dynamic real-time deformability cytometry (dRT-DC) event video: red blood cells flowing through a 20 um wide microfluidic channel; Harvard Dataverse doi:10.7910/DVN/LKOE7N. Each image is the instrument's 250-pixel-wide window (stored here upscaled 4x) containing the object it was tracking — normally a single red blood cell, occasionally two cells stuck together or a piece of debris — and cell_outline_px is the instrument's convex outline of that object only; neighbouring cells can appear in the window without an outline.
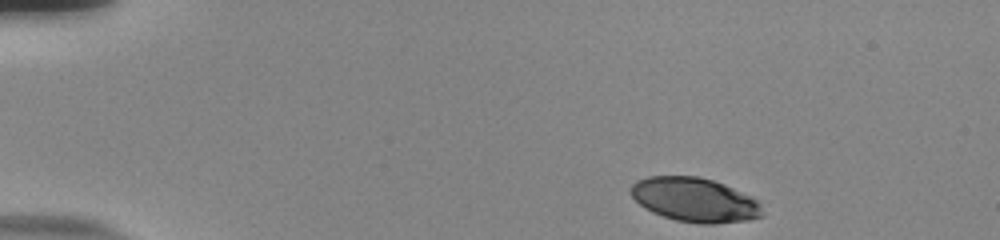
{"species": "human", "species_latin": "Homo sapiens", "temperature_condition": "room temperature", "stored_images_in_passage": 47, "camera_frame_rate_fps": 3000, "um_per_image_px": 0.085, "donor": {"sex": "male"}, "frame": {"image": 1, "passage_image": 1, "time_ms": 0.0, "image_size_px": [1000, 240], "cell_outline_px": [[764, 216], [748, 220], [716, 224], [700, 224], [676, 220], [652, 212], [644, 208], [632, 196], [632, 184], [636, 180], [648, 176], [696, 176], [712, 180], [724, 184], [752, 196], [760, 204], [764, 212]], "centroid_in_image_um": [59.08, 16.99], "position_along_channel_um": 25.9, "area_um2": 33.93}}
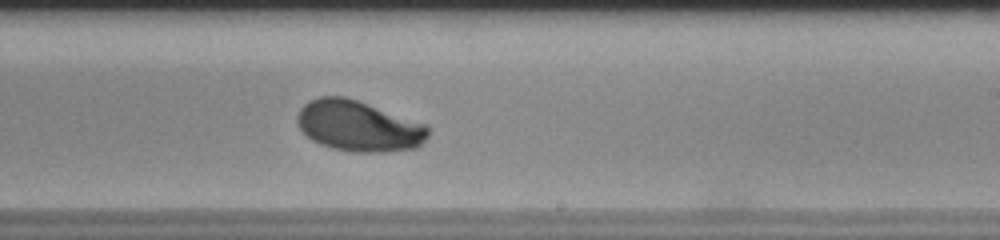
{"frame": {"image": 2, "passage_image": 27, "time_ms": 8.667, "image_size_px": [1000, 240], "cell_outline_px": [[428, 136], [416, 148], [384, 152], [352, 152], [332, 148], [320, 144], [312, 140], [300, 128], [296, 120], [296, 116], [300, 108], [304, 104], [320, 96], [344, 96], [428, 124]], "centroid_in_image_um": [30.48, 10.72], "position_along_channel_um": 258.5, "area_um2": 38.61}}
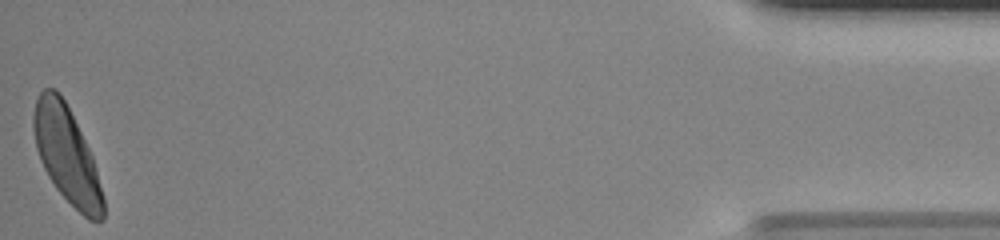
{"frame": {"image": 3, "passage_image": 47, "time_ms": 15.333, "image_size_px": [1000, 240], "cell_outline_px": [[104, 220], [88, 220], [56, 188], [48, 176], [40, 160], [36, 148], [32, 128], [32, 116], [36, 100], [40, 92], [44, 88], [56, 88], [60, 92], [92, 156], [104, 196]], "centroid_in_image_um": [5.65, 13.15], "position_along_channel_um": 429.5, "area_um2": 38.61}, "authors_computed_cell_mechanics": {"area_um2": 38.148, "velocity_mm_per_s": 3.8032, "shape_relaxation_time_tau1_ms": 3.2644, "shape_relaxation_time_tau2_ms": null, "deformation_change_tau1": 0.1915, "deformation_change_tau2": null}}